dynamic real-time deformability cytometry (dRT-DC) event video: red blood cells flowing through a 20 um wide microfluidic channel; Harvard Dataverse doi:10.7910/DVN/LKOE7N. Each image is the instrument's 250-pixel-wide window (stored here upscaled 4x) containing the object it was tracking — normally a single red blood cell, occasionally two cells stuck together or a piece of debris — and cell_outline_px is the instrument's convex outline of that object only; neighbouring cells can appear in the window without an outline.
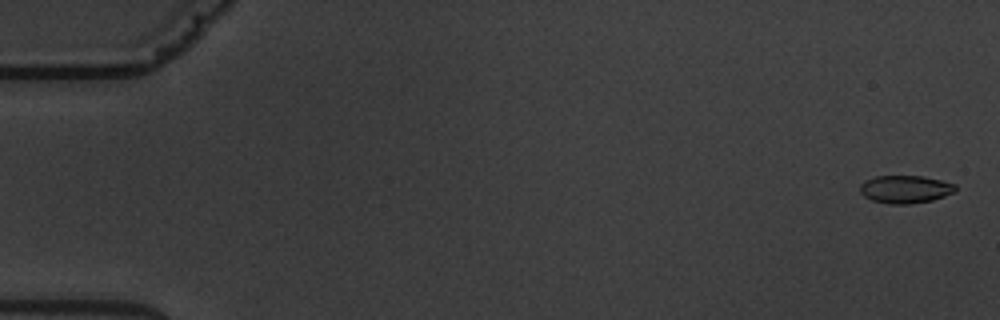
{"species": "common noctule bat (a hibernating species)", "species_latin": "Nyctalus noctula", "temperature_condition": "warm", "stored_images_in_passage": 5, "camera_frame_rate_fps": 3000, "um_per_image_px": 0.085, "animal": {"sex": "male", "body_mass_g": 19.5, "forearm_length_mm": 54.6}, "frame": {"image": 1, "passage_image": 1, "time_ms": 0.0, "image_size_px": [1000, 320], "cell_outline_px": [[956, 192], [932, 200], [912, 204], [888, 204], [872, 200], [864, 196], [860, 192], [860, 184], [864, 180], [876, 176], [924, 176], [956, 184]], "centroid_in_image_um": [76.95, 16.09], "position_along_channel_um": 8.1, "area_um2": 15.61}}
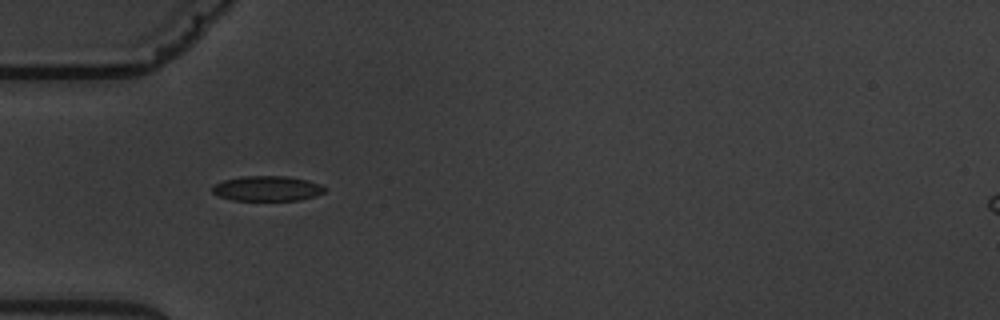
{"frame": {"image": 2, "passage_image": 4, "time_ms": 5.667, "image_size_px": [1000, 320], "cell_outline_px": [[328, 188], [324, 192], [316, 196], [300, 200], [232, 200], [220, 196], [212, 192], [212, 188], [216, 184], [224, 180], [240, 176], [288, 176], [308, 180], [320, 184]], "centroid_in_image_um": [22.76, 16.01], "position_along_channel_um": 62.2, "area_um2": 16.47}}